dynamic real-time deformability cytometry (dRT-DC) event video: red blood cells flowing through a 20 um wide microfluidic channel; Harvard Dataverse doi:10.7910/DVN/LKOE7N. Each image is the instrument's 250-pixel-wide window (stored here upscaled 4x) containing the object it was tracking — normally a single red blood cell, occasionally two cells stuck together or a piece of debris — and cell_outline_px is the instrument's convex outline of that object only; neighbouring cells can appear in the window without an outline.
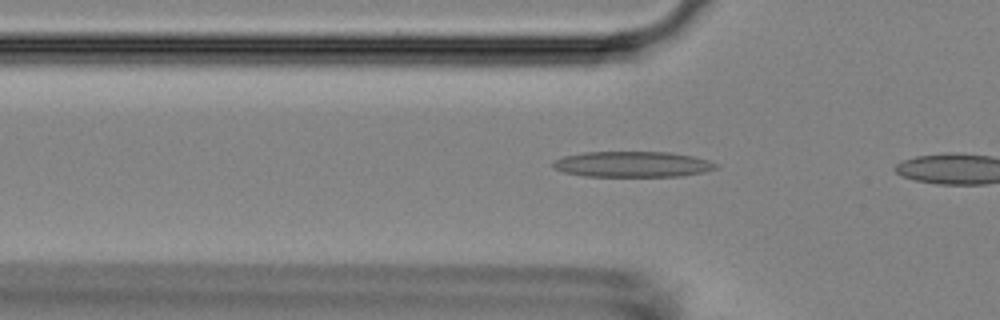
{"species": "Egyptian fruit bat (a non-hibernating species)", "species_latin": "Rousettus aegyptiacus", "temperature_condition": "room temperature", "stored_images_in_passage": 6, "camera_frame_rate_fps": 3000, "um_per_image_px": 0.085, "animal": {"sex": "female"}, "frame": {"image": 1, "passage_image": 5, "time_ms": 1.333, "image_size_px": [1000, 320], "cell_outline_px": [[720, 168], [704, 172], [684, 176], [584, 176], [564, 172], [552, 168], [552, 160], [564, 156], [584, 152], [672, 152], [692, 156], [708, 160], [720, 164]], "centroid_in_image_um": [53.79, 13.96], "position_along_channel_um": 72.0, "area_um2": 24.68}}